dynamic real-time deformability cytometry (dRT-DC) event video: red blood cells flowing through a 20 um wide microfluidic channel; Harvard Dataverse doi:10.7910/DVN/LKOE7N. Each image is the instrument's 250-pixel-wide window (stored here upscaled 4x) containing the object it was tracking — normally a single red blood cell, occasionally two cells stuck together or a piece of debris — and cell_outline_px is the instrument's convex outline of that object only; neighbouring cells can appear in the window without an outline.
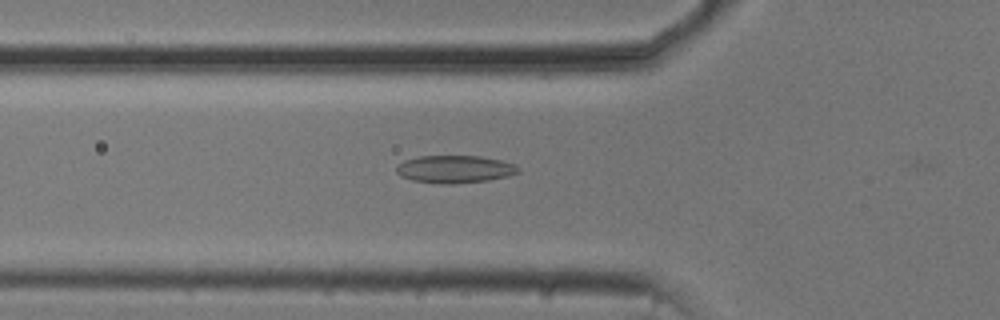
{"species": "common noctule bat (a hibernating species)", "species_latin": "Nyctalus noctula", "temperature_condition": "cold", "stored_images_in_passage": 53, "camera_frame_rate_fps": 3000, "um_per_image_px": 0.085, "animal": {"sex": "male", "body_mass_g": 20.5, "forearm_length_mm": 52.5}, "frame": {"image": 1, "passage_image": 18, "time_ms": 5.667, "image_size_px": [1000, 320], "cell_outline_px": [[520, 172], [508, 176], [488, 180], [452, 184], [440, 184], [412, 180], [400, 176], [396, 172], [396, 168], [404, 160], [416, 156], [480, 156], [500, 160], [516, 164], [520, 168]], "centroid_in_image_um": [38.67, 14.38], "position_along_channel_um": 87.1, "area_um2": 19.71}}
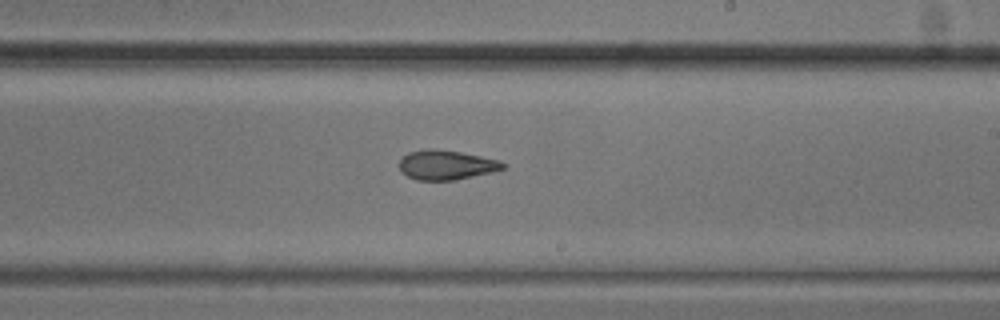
{"frame": {"image": 2, "passage_image": 31, "time_ms": 10.0, "image_size_px": [1000, 320], "cell_outline_px": [[508, 164], [504, 168], [492, 172], [456, 180], [416, 180], [400, 172], [400, 160], [408, 152], [428, 148], [432, 148], [460, 152], [500, 160]], "centroid_in_image_um": [37.94, 14.02], "position_along_channel_um": 251.1, "area_um2": 17.92}}
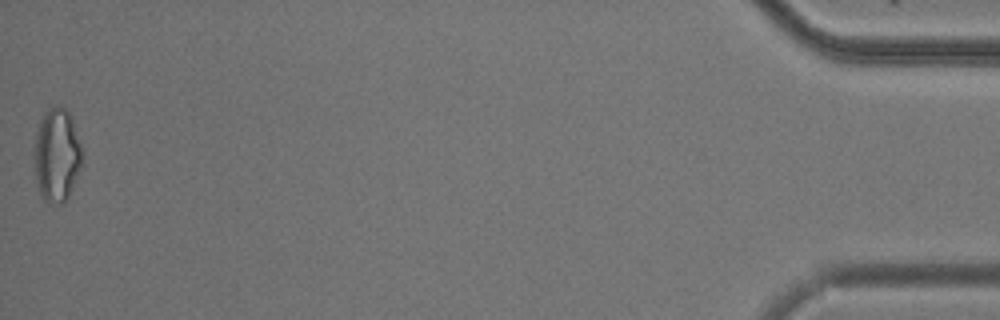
{"frame": {"image": 3, "passage_image": 53, "time_ms": 17.333, "image_size_px": [1000, 320], "cell_outline_px": [[84, 164], [64, 204], [56, 204], [44, 200], [40, 192], [36, 180], [32, 152], [36, 132], [40, 120], [44, 112], [48, 108], [56, 104], [64, 108], [72, 116], [80, 144]], "centroid_in_image_um": [4.82, 13.17], "position_along_channel_um": 430.4, "area_um2": 26.76}, "authors_computed_cell_mechanics": {"area_um2": 19.7098, "velocity_mm_per_s": 3.7602, "shape_relaxation_time_tau1_ms": null, "shape_relaxation_time_tau2_ms": 3.0622, "deformation_change_tau1": null, "deformation_change_tau2": 0.1037}}